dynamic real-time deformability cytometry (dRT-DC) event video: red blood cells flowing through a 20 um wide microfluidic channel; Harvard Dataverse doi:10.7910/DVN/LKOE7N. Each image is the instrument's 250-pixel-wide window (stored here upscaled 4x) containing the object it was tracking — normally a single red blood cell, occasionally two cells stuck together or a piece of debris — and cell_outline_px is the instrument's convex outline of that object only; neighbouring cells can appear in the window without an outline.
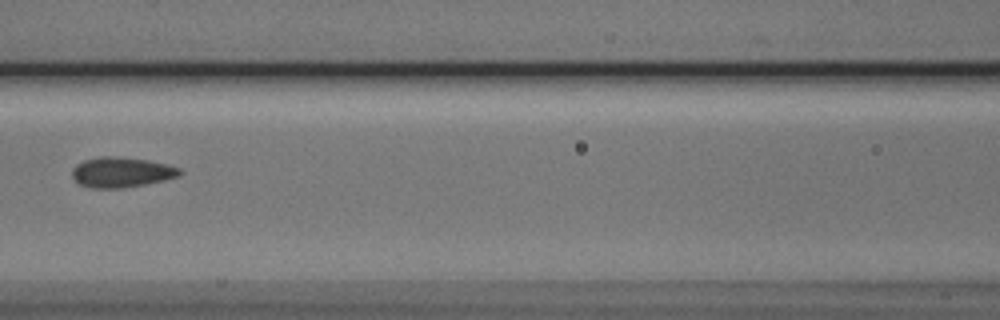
{"species": "Egyptian fruit bat (a non-hibernating species)", "species_latin": "Rousettus aegyptiacus", "temperature_condition": "cold", "stored_images_in_passage": 6, "camera_frame_rate_fps": 3000, "um_per_image_px": 0.085, "animal": {"sex": "male"}, "frame": {"image": 1, "passage_image": 6, "time_ms": 5.667, "image_size_px": [1000, 320], "cell_outline_px": [[184, 172], [180, 176], [164, 180], [144, 184], [120, 188], [92, 188], [80, 184], [72, 176], [72, 168], [76, 164], [84, 160], [100, 156], [112, 156], [148, 160], [168, 164], [180, 168]], "centroid_in_image_um": [10.34, 14.63], "position_along_channel_um": 156.3, "area_um2": 18.96}}